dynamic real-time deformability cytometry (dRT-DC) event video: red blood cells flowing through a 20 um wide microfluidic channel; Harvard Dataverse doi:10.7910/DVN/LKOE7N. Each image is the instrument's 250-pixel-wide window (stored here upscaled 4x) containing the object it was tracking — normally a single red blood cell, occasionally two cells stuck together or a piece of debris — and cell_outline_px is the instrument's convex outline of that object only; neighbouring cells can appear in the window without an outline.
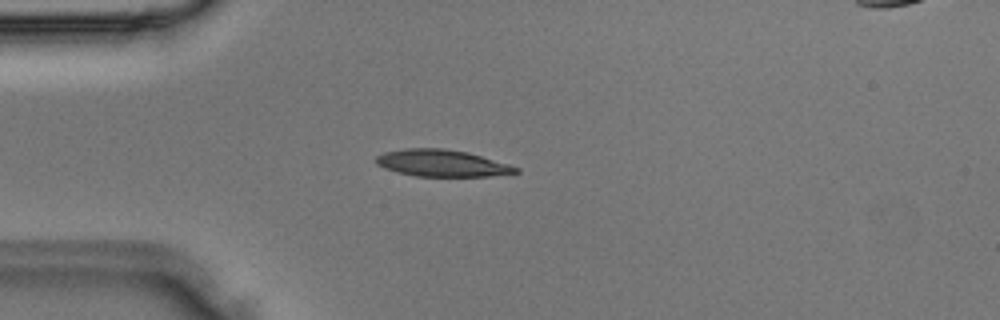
{"species": "Egyptian fruit bat (a non-hibernating species)", "species_latin": "Rousettus aegyptiacus", "temperature_condition": "room temperature", "stored_images_in_passage": 2, "camera_frame_rate_fps": 3000, "um_per_image_px": 0.085, "animal": {"sex": "male"}, "frame": {"image": 1, "passage_image": 2, "time_ms": 0.333, "image_size_px": [1000, 320], "cell_outline_px": [[520, 172], [488, 176], [416, 176], [396, 172], [384, 168], [376, 164], [376, 156], [384, 152], [404, 148], [444, 148], [468, 152], [508, 164], [520, 168]], "centroid_in_image_um": [37.54, 13.86], "position_along_channel_um": 47.5, "area_um2": 21.85}}